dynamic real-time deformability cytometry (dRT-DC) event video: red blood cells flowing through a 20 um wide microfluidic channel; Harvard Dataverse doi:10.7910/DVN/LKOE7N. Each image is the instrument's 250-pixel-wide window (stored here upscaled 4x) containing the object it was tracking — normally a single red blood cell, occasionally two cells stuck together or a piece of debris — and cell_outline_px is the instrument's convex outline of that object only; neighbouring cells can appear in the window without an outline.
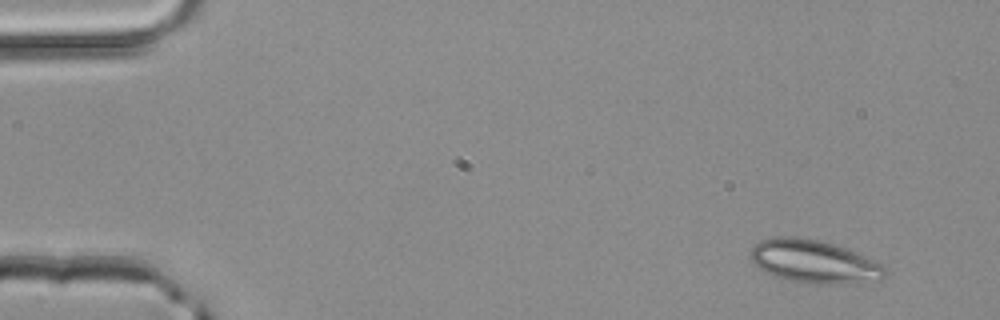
{"species": "common noctule bat (a hibernating species)", "species_latin": "Nyctalus noctula", "temperature_condition": "room temperature", "stored_images_in_passage": 3, "camera_frame_rate_fps": 3000, "um_per_image_px": 0.085, "animal": {"sex": "male", "body_mass_g": 20.4}, "frame": {"image": 1, "passage_image": 1, "time_ms": 0.0, "image_size_px": [1000, 320], "cell_outline_px": [[884, 276], [880, 280], [828, 284], [816, 284], [792, 280], [776, 276], [760, 268], [748, 256], [752, 248], [760, 240], [776, 236], [796, 236], [816, 240], [832, 244], [844, 248], [864, 256], [880, 264], [884, 268]], "centroid_in_image_um": [69.13, 22.21], "position_along_channel_um": 15.9, "area_um2": 32.95}}